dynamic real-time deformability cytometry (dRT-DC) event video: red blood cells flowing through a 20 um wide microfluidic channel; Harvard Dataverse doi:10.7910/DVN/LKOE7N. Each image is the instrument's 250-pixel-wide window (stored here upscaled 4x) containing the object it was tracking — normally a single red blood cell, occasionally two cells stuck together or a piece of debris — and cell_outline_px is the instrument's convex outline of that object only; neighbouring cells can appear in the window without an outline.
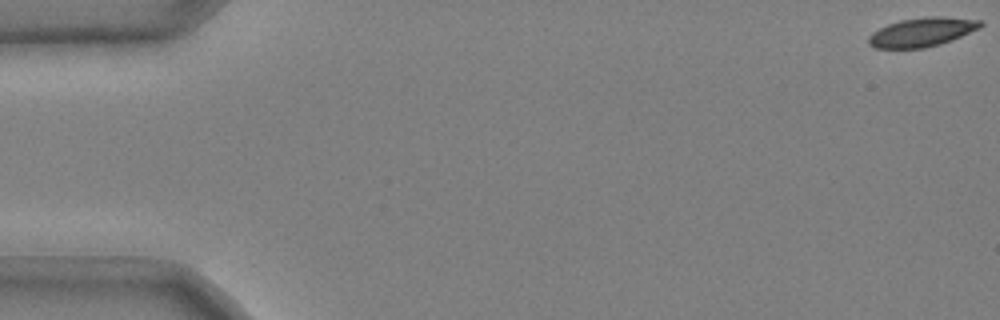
{"species": "common noctule bat (a hibernating species)", "species_latin": "Nyctalus noctula", "temperature_condition": "cold", "stored_images_in_passage": 48, "camera_frame_rate_fps": 3000, "um_per_image_px": 0.085, "animal": {"sex": "male", "body_mass_g": 20.4}, "frame": {"image": 1, "passage_image": 1, "time_ms": 0.0, "image_size_px": [1000, 320], "cell_outline_px": [[984, 24], [980, 28], [952, 40], [940, 44], [924, 48], [876, 48], [868, 44], [868, 36], [872, 32], [888, 24], [900, 20], [928, 16], [940, 16], [984, 20]], "centroid_in_image_um": [78.39, 2.72], "position_along_channel_um": 6.6, "area_um2": 19.02}}
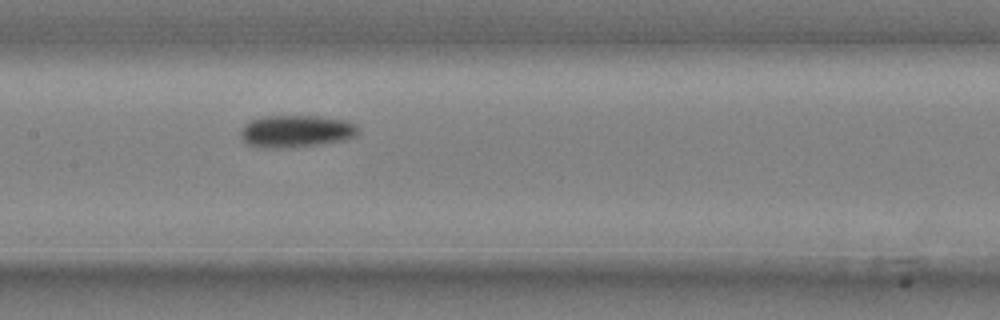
{"frame": {"image": 2, "passage_image": 27, "time_ms": 8.667, "image_size_px": [1000, 320], "cell_outline_px": [[360, 128], [356, 136], [348, 140], [324, 144], [288, 148], [260, 148], [248, 144], [240, 136], [240, 132], [244, 124], [260, 116], [316, 116], [344, 120], [356, 124]], "centroid_in_image_um": [25.19, 11.17], "position_along_channel_um": 182.2, "area_um2": 22.48}}
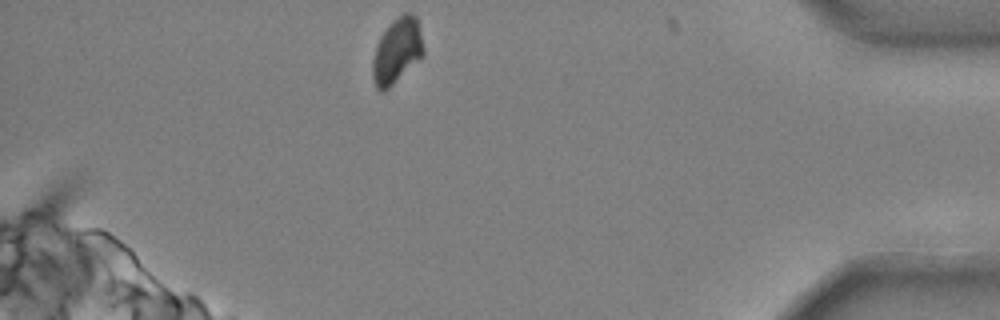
{"frame": {"image": 3, "passage_image": 48, "time_ms": 15.667, "image_size_px": [1000, 320], "cell_outline_px": [[424, 56], [388, 88], [380, 92], [376, 88], [372, 76], [372, 60], [376, 44], [380, 36], [388, 24], [392, 20], [404, 12], [408, 12], [416, 16], [424, 48]], "centroid_in_image_um": [33.73, 4.31], "position_along_channel_um": 401.5, "area_um2": 19.48}, "authors_computed_cell_mechanics": {"area_um2": 20.5768, "velocity_mm_per_s": 3.6779, "shape_relaxation_time_tau1_ms": 3.8452, "shape_relaxation_time_tau2_ms": null, "deformation_change_tau1": 0.1022, "deformation_change_tau2": null}}